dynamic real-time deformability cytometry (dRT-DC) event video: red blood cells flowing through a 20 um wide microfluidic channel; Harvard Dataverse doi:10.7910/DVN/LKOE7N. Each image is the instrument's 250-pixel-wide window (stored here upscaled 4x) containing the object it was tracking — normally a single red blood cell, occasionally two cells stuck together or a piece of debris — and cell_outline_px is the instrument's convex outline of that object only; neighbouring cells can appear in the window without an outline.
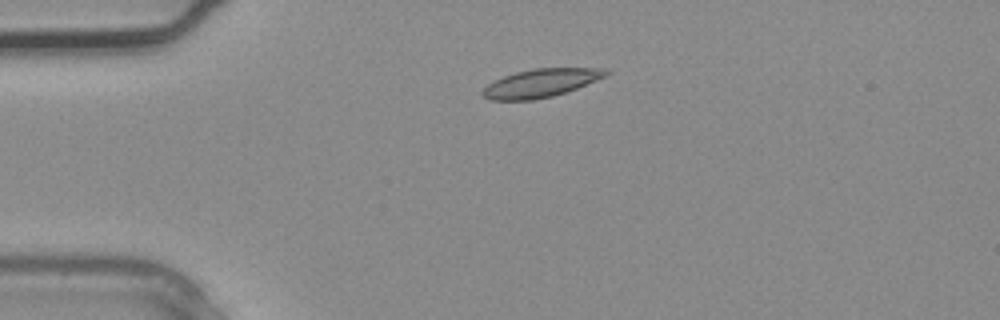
{"species": "common noctule bat (a hibernating species)", "species_latin": "Nyctalus noctula", "temperature_condition": "warm", "stored_images_in_passage": 2, "camera_frame_rate_fps": 3000, "um_per_image_px": 0.085, "animal": {"sex": "male", "body_mass_g": 20.4}, "frame": {"image": 1, "passage_image": 2, "time_ms": 0.333, "image_size_px": [1000, 320], "cell_outline_px": [[612, 72], [608, 76], [576, 88], [552, 96], [532, 100], [488, 100], [480, 92], [488, 84], [504, 76], [516, 72], [536, 68], [604, 68]], "centroid_in_image_um": [45.99, 7.05], "position_along_channel_um": 39.0, "area_um2": 20.23}}